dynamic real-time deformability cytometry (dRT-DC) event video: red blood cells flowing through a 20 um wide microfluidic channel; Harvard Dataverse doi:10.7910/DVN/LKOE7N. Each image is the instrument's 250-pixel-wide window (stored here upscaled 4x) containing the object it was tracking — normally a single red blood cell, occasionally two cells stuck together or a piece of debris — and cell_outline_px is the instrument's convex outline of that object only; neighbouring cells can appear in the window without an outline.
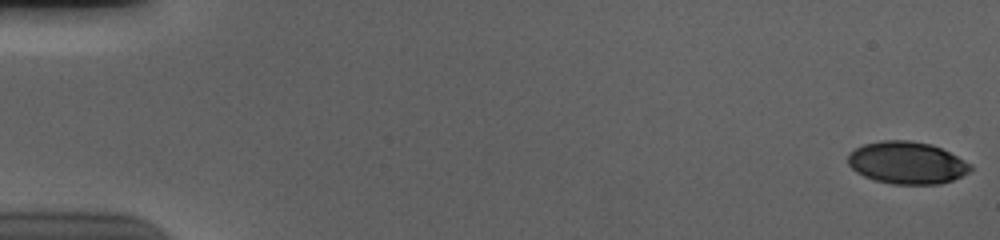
{"species": "human", "species_latin": "Homo sapiens", "temperature_condition": "cold", "stored_images_in_passage": 57, "camera_frame_rate_fps": 3000, "um_per_image_px": 0.085, "donor": {"sex": "male"}, "frame": {"image": 1, "passage_image": 1, "time_ms": 0.0, "image_size_px": [1000, 240], "cell_outline_px": [[972, 168], [968, 172], [952, 180], [940, 184], [892, 184], [876, 180], [864, 176], [856, 172], [848, 164], [848, 152], [864, 144], [880, 140], [912, 140], [932, 144], [972, 164]], "centroid_in_image_um": [77.07, 13.83], "position_along_channel_um": 7.9, "area_um2": 30.17}}
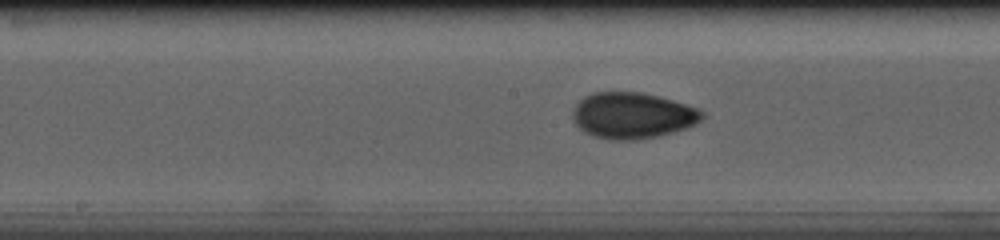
{"frame": {"image": 2, "passage_image": 30, "time_ms": 9.667, "image_size_px": [1000, 240], "cell_outline_px": [[704, 116], [696, 124], [672, 132], [656, 136], [632, 140], [608, 140], [592, 136], [584, 132], [576, 124], [572, 116], [572, 108], [584, 96], [592, 92], [640, 92], [660, 96], [700, 108], [704, 112]], "centroid_in_image_um": [53.74, 9.81], "position_along_channel_um": 194.5, "area_um2": 34.97}}
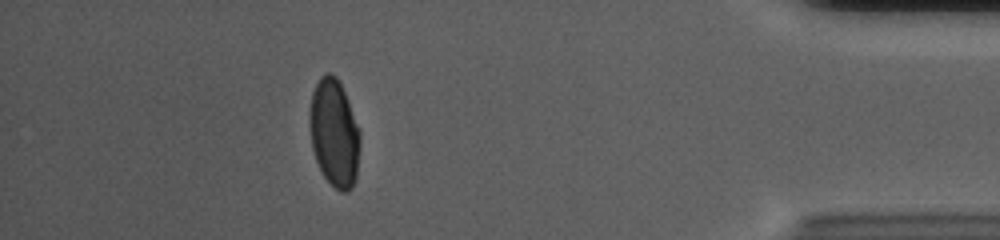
{"frame": {"image": 3, "passage_image": 51, "time_ms": 16.667, "image_size_px": [1000, 240], "cell_outline_px": [[360, 144], [356, 180], [352, 188], [348, 192], [340, 192], [324, 176], [316, 160], [312, 148], [308, 120], [312, 92], [320, 76], [328, 72], [336, 76], [348, 100], [360, 132]], "centroid_in_image_um": [28.41, 11.32], "position_along_channel_um": 406.8, "area_um2": 31.73}, "authors_computed_cell_mechanics": {"area_um2": 32.3102, "velocity_mm_per_s": 3.6876, "shape_relaxation_time_tau1_ms": 5.8026, "shape_relaxation_time_tau2_ms": 1.0529, "deformation_change_tau1": 0.1524, "deformation_change_tau2": 0.0419}}